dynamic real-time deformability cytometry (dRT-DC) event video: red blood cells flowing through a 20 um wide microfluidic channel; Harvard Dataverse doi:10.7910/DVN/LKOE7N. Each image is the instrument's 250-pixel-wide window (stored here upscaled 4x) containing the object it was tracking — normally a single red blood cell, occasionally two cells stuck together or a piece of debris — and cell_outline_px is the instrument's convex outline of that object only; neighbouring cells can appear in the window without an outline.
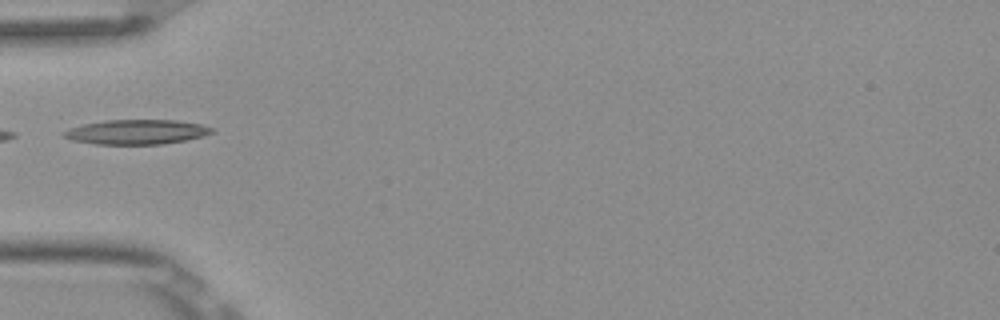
{"species": "Egyptian fruit bat (a non-hibernating species)", "species_latin": "Rousettus aegyptiacus", "temperature_condition": "room temperature", "stored_images_in_passage": 5, "camera_frame_rate_fps": 3000, "um_per_image_px": 0.085, "frame": {"image": 1, "passage_image": 5, "time_ms": 1.333, "image_size_px": [1000, 320], "cell_outline_px": [[216, 132], [204, 136], [164, 144], [96, 144], [72, 140], [64, 136], [60, 132], [68, 128], [84, 124], [104, 120], [176, 120], [200, 124], [216, 128]], "centroid_in_image_um": [11.63, 11.21], "position_along_channel_um": 73.4, "area_um2": 21.44}}